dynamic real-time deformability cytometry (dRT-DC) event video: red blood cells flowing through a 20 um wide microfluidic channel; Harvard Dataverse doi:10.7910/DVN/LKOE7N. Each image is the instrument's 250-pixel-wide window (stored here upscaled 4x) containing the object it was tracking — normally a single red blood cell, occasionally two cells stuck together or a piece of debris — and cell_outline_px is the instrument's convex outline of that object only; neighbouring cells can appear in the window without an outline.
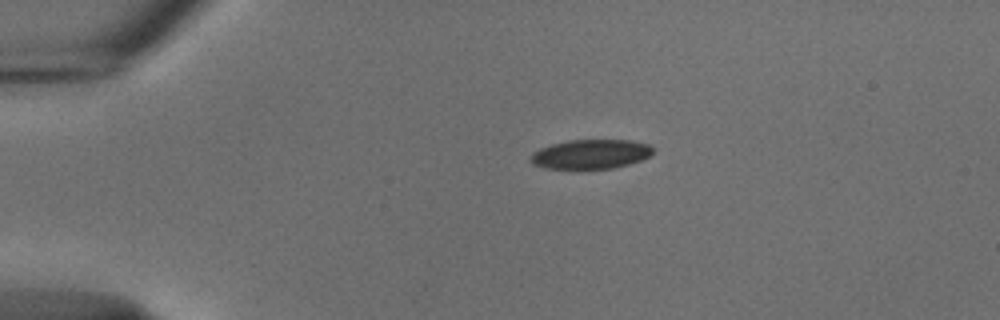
{"species": "common noctule bat (a hibernating species)", "species_latin": "Nyctalus noctula", "temperature_condition": "cold", "stored_images_in_passage": 17, "camera_frame_rate_fps": 3000, "um_per_image_px": 0.085, "animal": {"sex": "male", "body_mass_g": 18.8}, "frame": {"image": 1, "passage_image": 1, "time_ms": 0.0, "image_size_px": [1000, 320], "cell_outline_px": [[652, 152], [648, 156], [640, 160], [628, 164], [612, 168], [544, 168], [532, 164], [528, 160], [532, 152], [540, 148], [552, 144], [568, 140], [628, 140], [648, 144], [652, 148]], "centroid_in_image_um": [50.14, 13.1], "position_along_channel_um": 34.9, "area_um2": 20.75}}
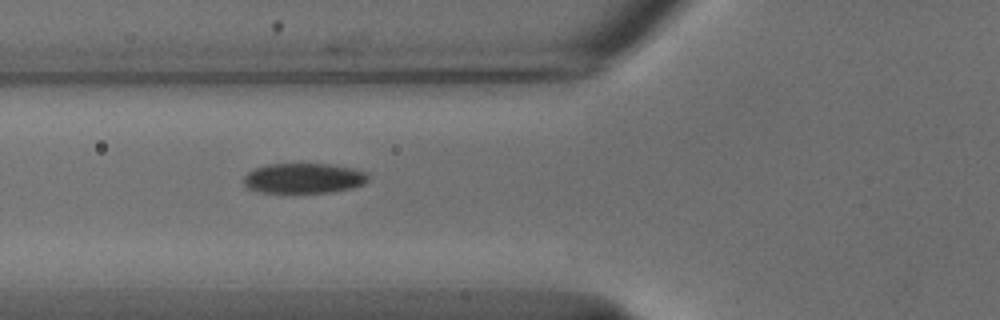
{"frame": {"image": 2, "passage_image": 10, "time_ms": 3.0, "image_size_px": [1000, 320], "cell_outline_px": [[368, 180], [364, 184], [352, 188], [332, 192], [256, 192], [244, 188], [244, 176], [248, 172], [256, 168], [268, 164], [328, 164], [356, 168], [368, 172]], "centroid_in_image_um": [25.83, 15.15], "position_along_channel_um": 100.0, "area_um2": 22.08}}
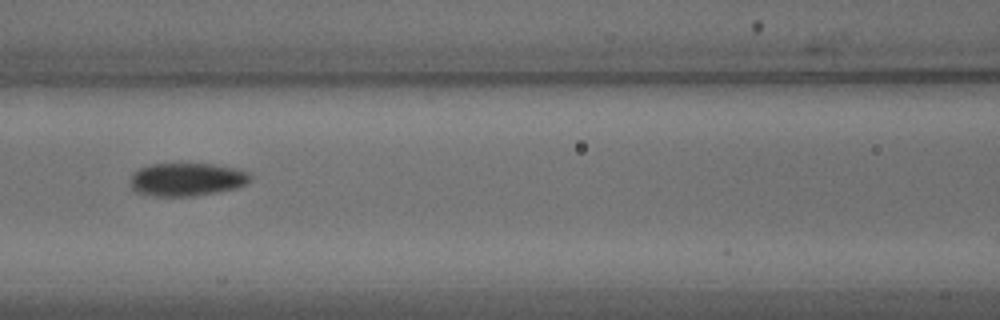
{"frame": {"image": 3, "passage_image": 14, "time_ms": 4.333, "image_size_px": [1000, 320], "cell_outline_px": [[252, 180], [248, 184], [236, 188], [216, 192], [192, 196], [156, 196], [136, 192], [128, 184], [132, 172], [140, 168], [152, 164], [212, 164], [236, 168], [252, 172]], "centroid_in_image_um": [15.91, 15.25], "position_along_channel_um": 150.7, "area_um2": 23.47}}